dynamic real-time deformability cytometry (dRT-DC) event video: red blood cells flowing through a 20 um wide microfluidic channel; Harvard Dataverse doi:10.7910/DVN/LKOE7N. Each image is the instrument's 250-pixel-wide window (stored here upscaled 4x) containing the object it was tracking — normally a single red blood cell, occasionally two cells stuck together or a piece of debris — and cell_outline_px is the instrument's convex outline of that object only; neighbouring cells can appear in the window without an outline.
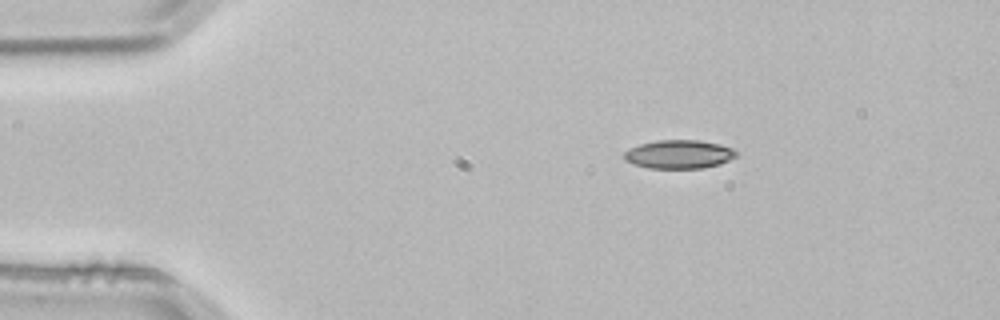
{"species": "common noctule bat (a hibernating species)", "species_latin": "Nyctalus noctula", "temperature_condition": "room temperature", "stored_images_in_passage": 3, "camera_frame_rate_fps": 3000, "um_per_image_px": 0.085, "animal": {"sex": "male", "body_mass_g": 21.5, "forearm_length_mm": 52.0}, "frame": {"image": 1, "passage_image": 3, "time_ms": 0.667, "image_size_px": [1000, 320], "cell_outline_px": [[736, 156], [720, 164], [704, 168], [648, 168], [632, 164], [624, 160], [624, 152], [628, 148], [640, 144], [656, 140], [700, 140], [720, 144], [732, 148], [736, 152]], "centroid_in_image_um": [57.68, 13.11], "position_along_channel_um": 27.3, "area_um2": 18.79}}